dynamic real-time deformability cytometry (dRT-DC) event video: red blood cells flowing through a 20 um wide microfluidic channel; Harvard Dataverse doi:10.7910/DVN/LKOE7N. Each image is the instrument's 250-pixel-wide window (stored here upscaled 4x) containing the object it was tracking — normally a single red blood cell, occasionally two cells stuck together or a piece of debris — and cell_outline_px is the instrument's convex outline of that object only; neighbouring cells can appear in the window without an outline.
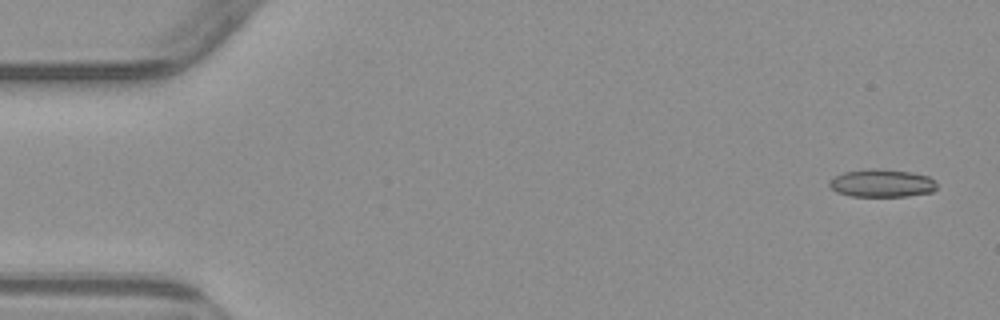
{"species": "common noctule bat (a hibernating species)", "species_latin": "Nyctalus noctula", "temperature_condition": "warm", "stored_images_in_passage": 6, "camera_frame_rate_fps": 3000, "um_per_image_px": 0.085, "animal": {"sex": "male", "body_mass_g": 23.1, "forearm_length_mm": 52.7}, "frame": {"image": 1, "passage_image": 1, "time_ms": 0.0, "image_size_px": [1000, 320], "cell_outline_px": [[936, 188], [932, 192], [908, 196], [852, 196], [836, 192], [828, 184], [828, 180], [844, 172], [868, 168], [876, 168], [912, 172], [928, 176], [936, 184]], "centroid_in_image_um": [74.93, 15.56], "position_along_channel_um": 10.1, "area_um2": 17.46}}
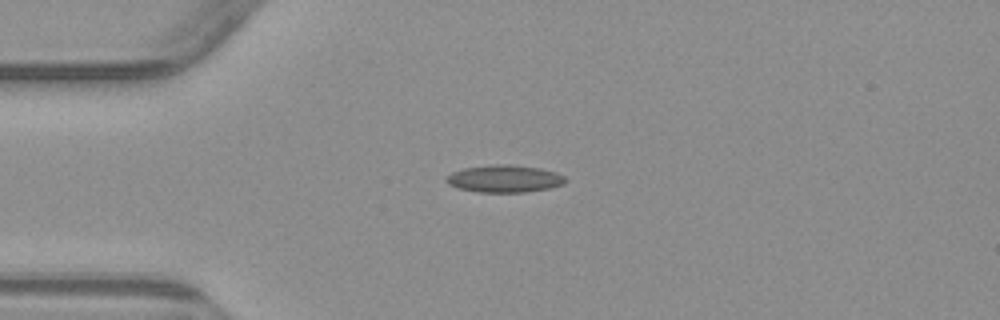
{"frame": {"image": 2, "passage_image": 4, "time_ms": 3.667, "image_size_px": [1000, 320], "cell_outline_px": [[568, 180], [564, 184], [548, 188], [524, 192], [476, 192], [460, 188], [448, 184], [444, 180], [444, 176], [452, 172], [464, 168], [492, 164], [512, 164], [540, 168], [556, 172], [564, 176]], "centroid_in_image_um": [42.86, 15.18], "position_along_channel_um": 42.1, "area_um2": 19.13}}
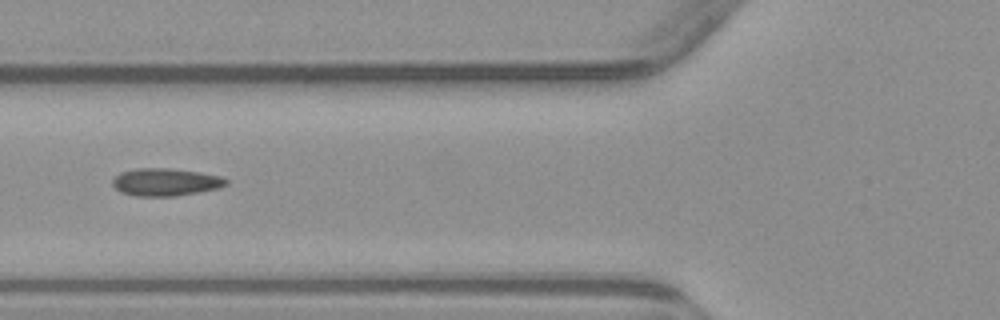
{"frame": {"image": 3, "passage_image": 6, "time_ms": 6.0, "image_size_px": [1000, 320], "cell_outline_px": [[228, 184], [216, 188], [176, 196], [136, 196], [120, 192], [112, 184], [112, 180], [120, 172], [136, 168], [168, 168], [200, 172], [220, 176], [228, 180]], "centroid_in_image_um": [14.04, 15.47], "position_along_channel_um": 111.8, "area_um2": 18.15}}